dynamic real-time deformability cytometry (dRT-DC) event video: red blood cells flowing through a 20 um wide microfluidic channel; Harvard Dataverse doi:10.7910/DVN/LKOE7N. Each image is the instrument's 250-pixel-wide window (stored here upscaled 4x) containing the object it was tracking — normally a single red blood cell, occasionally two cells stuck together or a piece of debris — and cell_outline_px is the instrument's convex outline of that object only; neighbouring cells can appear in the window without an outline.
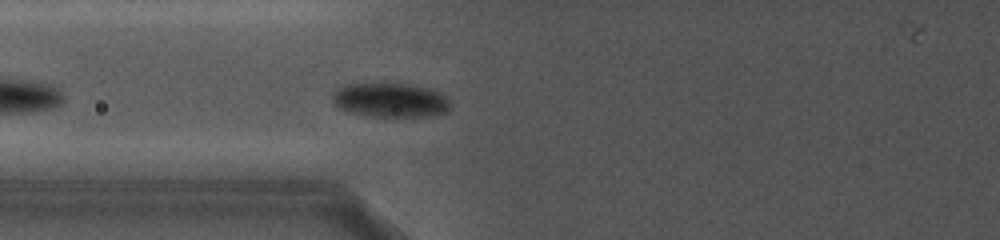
{"species": "common noctule bat (a hibernating species)", "species_latin": "Nyctalus noctula", "temperature_condition": "cold", "stored_images_in_passage": 16, "camera_frame_rate_fps": 5000, "um_per_image_px": 0.085, "animal": {"sex": "female", "body_mass_g": 19.0, "forearm_length_mm": 56.7}, "frame": {"image": 1, "passage_image": 5, "time_ms": 1.6, "image_size_px": [1000, 240], "cell_outline_px": [[452, 108], [448, 112], [432, 116], [368, 116], [348, 112], [336, 108], [332, 100], [332, 92], [336, 88], [344, 84], [364, 80], [408, 84], [428, 88], [444, 96], [452, 104]], "centroid_in_image_um": [33.08, 8.47], "position_along_channel_um": 92.7, "area_um2": 24.68}}